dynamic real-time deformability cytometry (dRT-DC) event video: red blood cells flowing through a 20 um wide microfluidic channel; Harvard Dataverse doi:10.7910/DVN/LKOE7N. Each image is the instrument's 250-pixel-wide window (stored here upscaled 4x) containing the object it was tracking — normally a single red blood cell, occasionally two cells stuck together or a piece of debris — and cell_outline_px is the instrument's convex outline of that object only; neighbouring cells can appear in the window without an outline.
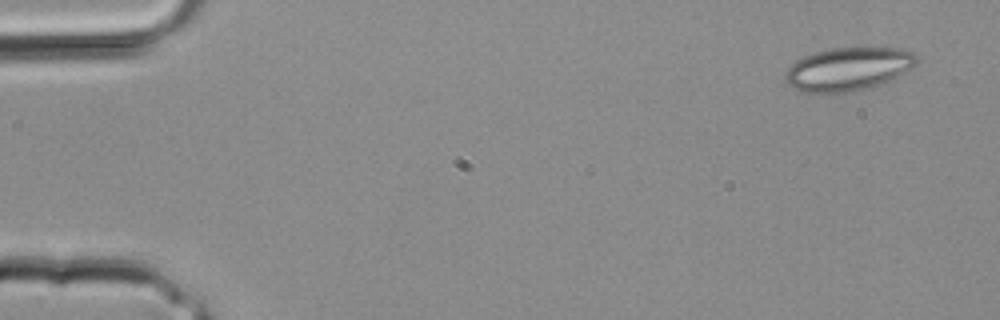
{"species": "common noctule bat (a hibernating species)", "species_latin": "Nyctalus noctula", "temperature_condition": "room temperature", "stored_images_in_passage": 10, "camera_frame_rate_fps": 3000, "um_per_image_px": 0.085, "animal": {"sex": "male", "body_mass_g": 20.4}, "frame": {"image": 1, "passage_image": 1, "time_ms": 0.0, "image_size_px": [1000, 320], "cell_outline_px": [[920, 60], [912, 68], [892, 80], [884, 84], [872, 88], [856, 92], [804, 92], [792, 88], [784, 84], [784, 72], [796, 60], [804, 56], [816, 52], [832, 48], [896, 48], [912, 52]], "centroid_in_image_um": [72.1, 5.89], "position_along_channel_um": 12.9, "area_um2": 33.58}}